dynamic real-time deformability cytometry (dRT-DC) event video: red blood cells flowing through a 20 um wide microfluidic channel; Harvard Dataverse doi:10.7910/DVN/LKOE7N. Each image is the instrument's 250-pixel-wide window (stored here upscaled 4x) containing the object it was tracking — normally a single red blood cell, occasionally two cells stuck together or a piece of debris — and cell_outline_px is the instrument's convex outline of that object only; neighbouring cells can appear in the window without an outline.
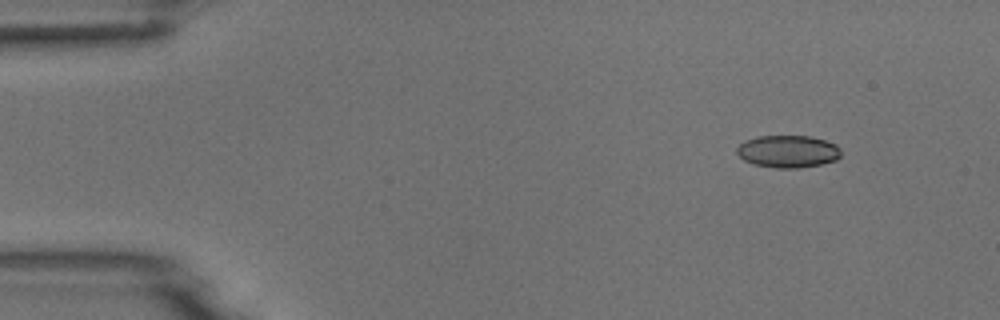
{"species": "common noctule bat (a hibernating species)", "species_latin": "Nyctalus noctula", "temperature_condition": "room temperature", "stored_images_in_passage": 5, "camera_frame_rate_fps": 3000, "um_per_image_px": 0.085, "animal": {"sex": "male", "body_mass_g": 18.8}, "frame": {"image": 1, "passage_image": 2, "time_ms": 1.333, "image_size_px": [1000, 320], "cell_outline_px": [[840, 156], [836, 160], [820, 164], [796, 168], [776, 168], [756, 164], [744, 160], [736, 152], [736, 148], [744, 140], [756, 136], [808, 136], [824, 140], [836, 144], [840, 148]], "centroid_in_image_um": [66.96, 12.86], "position_along_channel_um": 18.0, "area_um2": 19.54}}
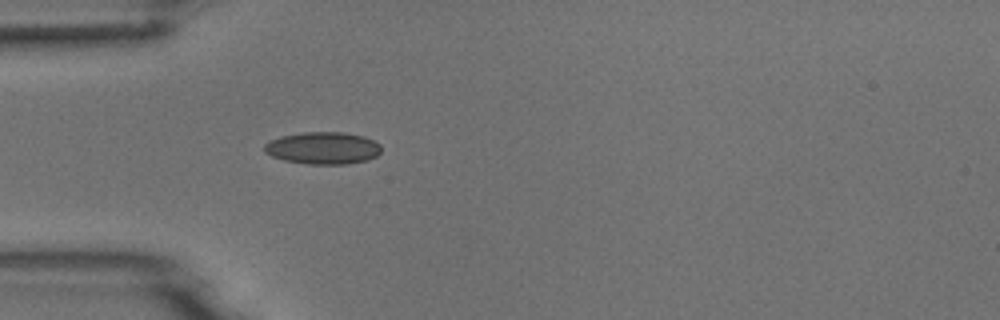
{"frame": {"image": 2, "passage_image": 5, "time_ms": 4.667, "image_size_px": [1000, 320], "cell_outline_px": [[380, 152], [376, 156], [368, 160], [344, 164], [308, 164], [284, 160], [272, 156], [264, 152], [264, 144], [280, 136], [304, 132], [344, 132], [364, 136], [380, 144]], "centroid_in_image_um": [27.45, 12.58], "position_along_channel_um": 57.6, "area_um2": 21.91}}